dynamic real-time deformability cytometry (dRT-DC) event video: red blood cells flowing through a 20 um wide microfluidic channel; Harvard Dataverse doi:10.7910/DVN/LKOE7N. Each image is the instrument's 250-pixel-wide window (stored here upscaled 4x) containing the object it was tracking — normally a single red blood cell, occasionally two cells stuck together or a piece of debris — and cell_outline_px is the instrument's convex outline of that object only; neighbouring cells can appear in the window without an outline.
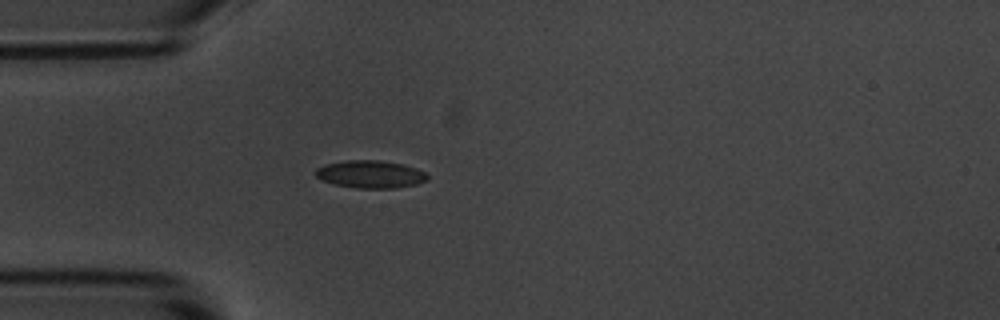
{"species": "common noctule bat (a hibernating species)", "species_latin": "Nyctalus noctula", "temperature_condition": "room temperature", "stored_images_in_passage": 3, "camera_frame_rate_fps": 3000, "um_per_image_px": 0.085, "animal": {"sex": "male", "body_mass_g": 20.1, "forearm_length_mm": 53.5}, "frame": {"image": 1, "passage_image": 3, "time_ms": 2.0, "image_size_px": [1000, 320], "cell_outline_px": [[428, 180], [416, 184], [396, 188], [356, 188], [332, 184], [320, 180], [312, 172], [316, 168], [324, 164], [344, 160], [380, 160], [400, 164], [416, 168], [424, 172], [428, 176]], "centroid_in_image_um": [31.41, 14.81], "position_along_channel_um": 53.6, "area_um2": 18.21}}